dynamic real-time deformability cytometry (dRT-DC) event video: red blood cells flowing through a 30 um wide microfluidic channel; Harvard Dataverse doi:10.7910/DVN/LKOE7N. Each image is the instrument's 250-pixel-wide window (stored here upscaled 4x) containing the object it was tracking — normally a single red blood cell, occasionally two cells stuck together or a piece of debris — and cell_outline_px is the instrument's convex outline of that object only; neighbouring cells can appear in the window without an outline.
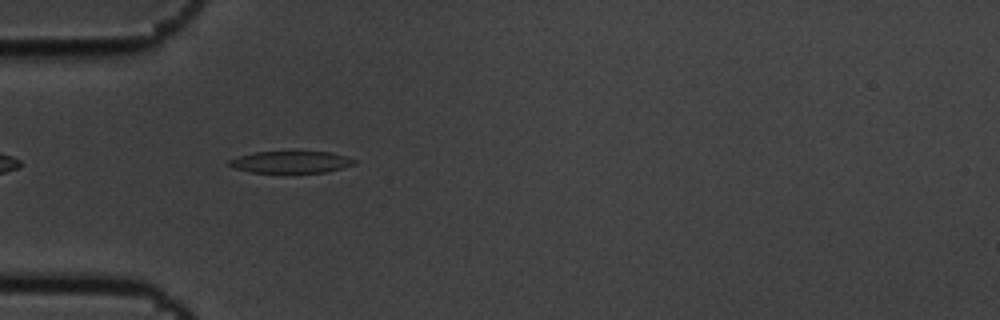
{"species": "common noctule bat (a hibernating species)", "species_latin": "Nyctalus noctula", "temperature_condition": "cold", "stored_images_in_passage": 3, "camera_frame_rate_fps": 3000, "um_per_image_px": 0.085, "animal": {"sex": "male", "body_mass_g": 19.5, "forearm_length_mm": 54.6}, "frame": {"image": 1, "passage_image": 2, "time_ms": 0.333, "image_size_px": [1000, 320], "cell_outline_px": [[356, 164], [324, 172], [252, 172], [232, 168], [228, 164], [228, 160], [240, 156], [256, 152], [332, 152], [348, 156], [356, 160]], "centroid_in_image_um": [24.74, 13.77], "position_along_channel_um": 60.3, "area_um2": 15.78}}
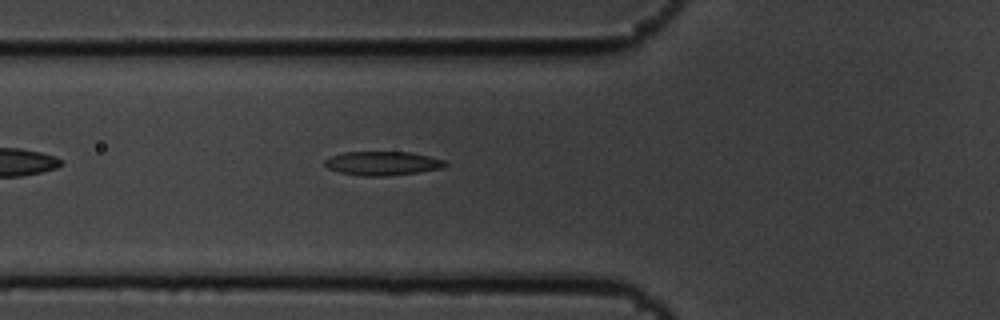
{"frame": {"image": 2, "passage_image": 3, "time_ms": 0.667, "image_size_px": [1000, 320], "cell_outline_px": [[448, 164], [444, 168], [420, 172], [388, 176], [360, 176], [340, 172], [328, 168], [324, 164], [324, 160], [332, 156], [344, 152], [412, 152], [444, 160]], "centroid_in_image_um": [32.54, 13.89], "position_along_channel_um": 93.3, "area_um2": 16.88}}